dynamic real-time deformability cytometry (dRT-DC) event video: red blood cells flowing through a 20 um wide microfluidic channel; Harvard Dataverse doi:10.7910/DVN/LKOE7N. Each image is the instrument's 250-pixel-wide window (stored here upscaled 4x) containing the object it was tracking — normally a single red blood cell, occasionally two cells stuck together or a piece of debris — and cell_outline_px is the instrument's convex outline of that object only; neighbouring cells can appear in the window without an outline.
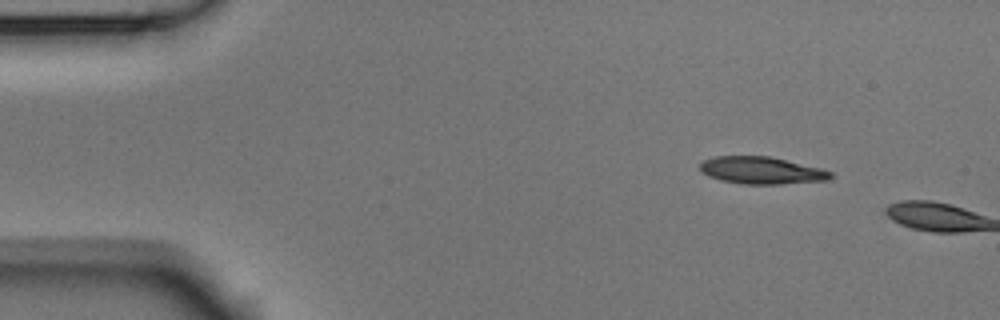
{"species": "Egyptian fruit bat (a non-hibernating species)", "species_latin": "Rousettus aegyptiacus", "temperature_condition": "room temperature", "stored_images_in_passage": 2, "camera_frame_rate_fps": 3000, "um_per_image_px": 0.085, "animal": {"sex": "male"}, "frame": {"image": 1, "passage_image": 1, "time_ms": 0.0, "image_size_px": [1000, 320], "cell_outline_px": [[832, 176], [828, 180], [780, 184], [740, 184], [720, 180], [708, 176], [700, 172], [700, 164], [704, 160], [716, 156], [768, 156], [820, 168], [832, 172]], "centroid_in_image_um": [64.69, 14.49], "position_along_channel_um": 20.3, "area_um2": 20.63}}